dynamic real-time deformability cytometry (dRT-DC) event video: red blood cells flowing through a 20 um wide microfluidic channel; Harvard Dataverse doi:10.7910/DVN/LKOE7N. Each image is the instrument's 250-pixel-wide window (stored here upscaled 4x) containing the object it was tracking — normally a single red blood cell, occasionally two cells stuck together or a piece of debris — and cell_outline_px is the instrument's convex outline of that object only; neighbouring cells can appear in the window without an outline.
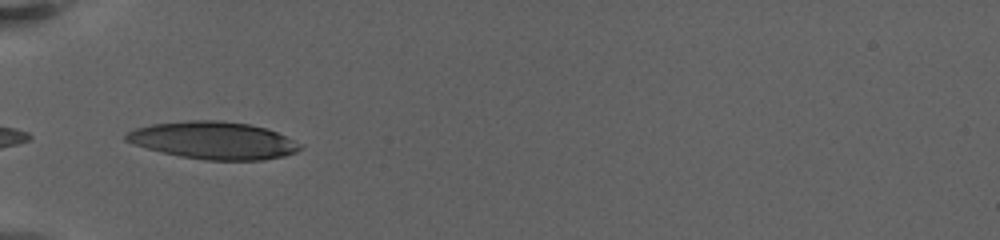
{"species": "human", "species_latin": "Homo sapiens", "temperature_condition": "warm", "stored_images_in_passage": 21, "camera_frame_rate_fps": 3000, "um_per_image_px": 0.085, "donor": {"sex": "female"}, "frame": {"image": 1, "passage_image": 1, "time_ms": 0.0, "image_size_px": [1000, 240], "cell_outline_px": [[300, 148], [296, 152], [284, 156], [264, 160], [204, 160], [180, 156], [132, 144], [124, 140], [124, 136], [128, 132], [136, 128], [152, 124], [188, 120], [220, 120], [248, 124], [268, 128], [300, 144]], "centroid_in_image_um": [18.13, 11.93], "position_along_channel_um": 66.9, "area_um2": 37.74}}
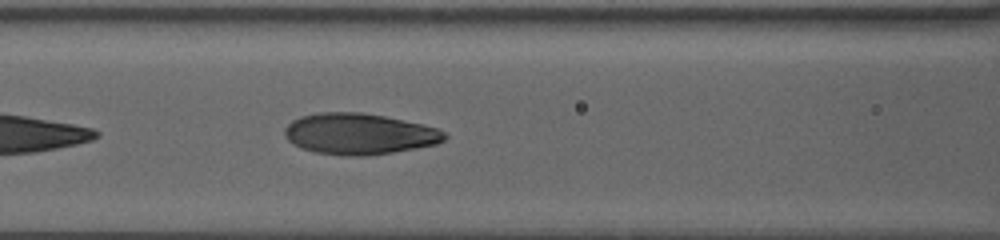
{"frame": {"image": 2, "passage_image": 10, "time_ms": 2.333, "image_size_px": [1000, 240], "cell_outline_px": [[448, 136], [444, 140], [436, 144], [416, 148], [392, 152], [364, 156], [344, 156], [316, 152], [300, 148], [292, 144], [284, 136], [284, 128], [292, 120], [300, 116], [320, 112], [360, 112], [384, 116], [420, 124], [436, 128], [444, 132]], "centroid_in_image_um": [30.48, 11.38], "position_along_channel_um": 136.1, "area_um2": 38.26}}
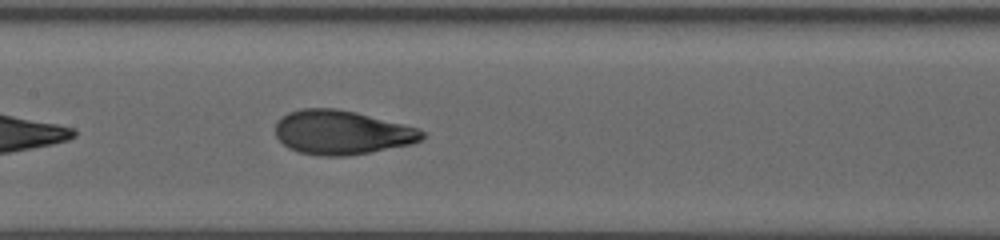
{"frame": {"image": 3, "passage_image": 15, "time_ms": 3.667, "image_size_px": [1000, 240], "cell_outline_px": [[424, 136], [420, 140], [412, 144], [372, 152], [348, 156], [316, 156], [300, 152], [288, 148], [276, 136], [276, 124], [288, 112], [300, 108], [336, 108], [356, 112], [416, 128], [424, 132]], "centroid_in_image_um": [29.03, 11.27], "position_along_channel_um": 178.4, "area_um2": 37.57}}